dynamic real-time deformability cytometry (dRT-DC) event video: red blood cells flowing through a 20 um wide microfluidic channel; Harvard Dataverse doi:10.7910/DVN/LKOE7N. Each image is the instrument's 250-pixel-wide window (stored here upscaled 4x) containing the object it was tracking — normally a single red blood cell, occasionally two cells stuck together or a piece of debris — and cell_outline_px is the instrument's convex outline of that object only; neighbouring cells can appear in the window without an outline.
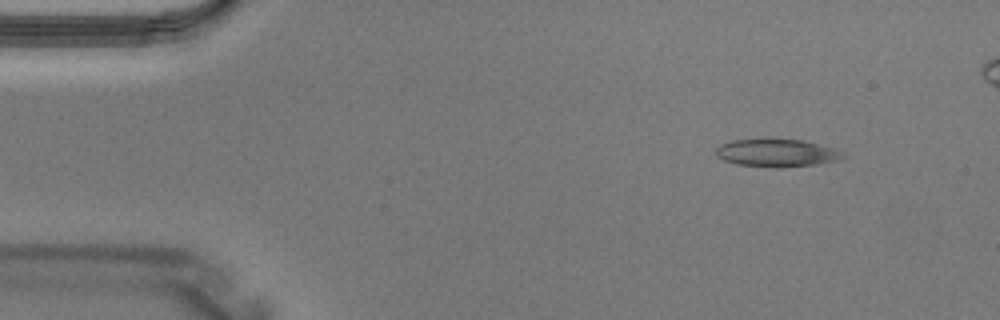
{"species": "Egyptian fruit bat (a non-hibernating species)", "species_latin": "Rousettus aegyptiacus", "temperature_condition": "warm", "stored_images_in_passage": 3, "camera_frame_rate_fps": 3000, "um_per_image_px": 0.085, "animal": {"sex": "male"}, "frame": {"image": 1, "passage_image": 1, "time_ms": 0.0, "image_size_px": [1000, 320], "cell_outline_px": [[844, 156], [836, 160], [816, 164], [780, 168], [776, 168], [736, 164], [724, 160], [716, 156], [716, 148], [720, 144], [732, 140], [800, 140], [832, 148]], "centroid_in_image_um": [65.92, 13.02], "position_along_channel_um": 19.1, "area_um2": 19.94}}